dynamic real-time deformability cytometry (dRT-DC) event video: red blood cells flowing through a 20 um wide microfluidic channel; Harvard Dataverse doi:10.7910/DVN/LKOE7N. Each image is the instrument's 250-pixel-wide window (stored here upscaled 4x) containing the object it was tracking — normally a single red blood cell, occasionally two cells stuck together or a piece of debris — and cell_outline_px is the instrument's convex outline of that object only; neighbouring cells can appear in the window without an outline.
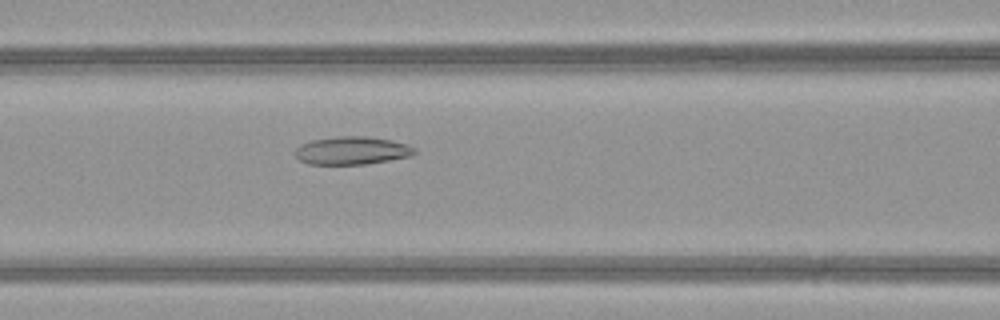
{"species": "common noctule bat (a hibernating species)", "species_latin": "Nyctalus noctula", "temperature_condition": "warm", "stored_images_in_passage": 43, "camera_frame_rate_fps": 3000, "um_per_image_px": 0.085, "animal": {"sex": "female", "body_mass_g": 21.9}, "frame": {"image": 1, "passage_image": 16, "time_ms": 5.0, "image_size_px": [1000, 320], "cell_outline_px": [[416, 152], [412, 156], [368, 164], [308, 164], [300, 160], [296, 156], [296, 148], [300, 144], [312, 140], [336, 136], [368, 136], [392, 140], [408, 144], [416, 148]], "centroid_in_image_um": [29.95, 12.79], "position_along_channel_um": 136.6, "area_um2": 19.65}}
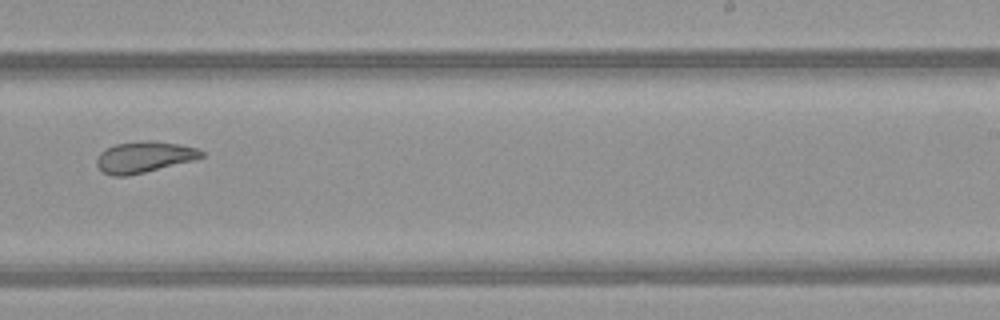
{"frame": {"image": 2, "passage_image": 26, "time_ms": 8.333, "image_size_px": [1000, 320], "cell_outline_px": [[204, 156], [192, 160], [128, 176], [112, 176], [104, 172], [96, 164], [96, 160], [100, 152], [116, 144], [140, 140], [152, 140], [176, 144], [196, 148], [204, 152]], "centroid_in_image_um": [12.22, 13.34], "position_along_channel_um": 276.8, "area_um2": 18.73}}
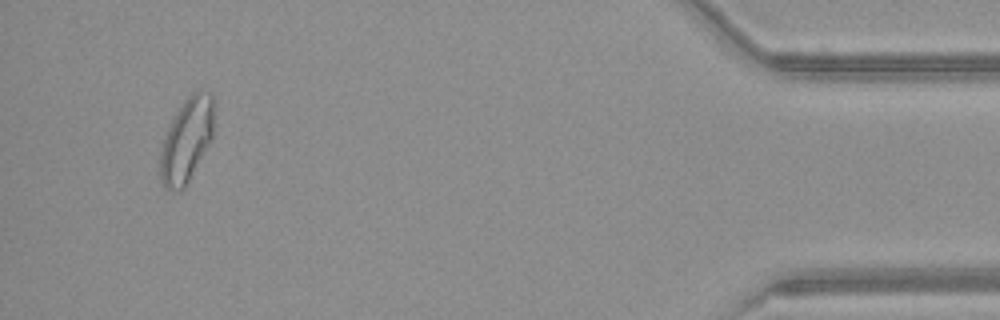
{"frame": {"image": 3, "passage_image": 41, "time_ms": 13.333, "image_size_px": [1000, 320], "cell_outline_px": [[216, 100], [212, 136], [184, 188], [180, 192], [172, 192], [164, 188], [160, 180], [160, 152], [164, 136], [172, 120], [184, 100], [192, 92], [200, 88], [204, 88]], "centroid_in_image_um": [15.87, 11.87], "position_along_channel_um": 419.3, "area_um2": 26.53}, "authors_computed_cell_mechanics": {"area_um2": 22.1952, "velocity_mm_per_s": 4.2084, "shape_relaxation_time_tau1_ms": null, "shape_relaxation_time_tau2_ms": 2.1606, "deformation_change_tau1": null, "deformation_change_tau2": 0.094}}